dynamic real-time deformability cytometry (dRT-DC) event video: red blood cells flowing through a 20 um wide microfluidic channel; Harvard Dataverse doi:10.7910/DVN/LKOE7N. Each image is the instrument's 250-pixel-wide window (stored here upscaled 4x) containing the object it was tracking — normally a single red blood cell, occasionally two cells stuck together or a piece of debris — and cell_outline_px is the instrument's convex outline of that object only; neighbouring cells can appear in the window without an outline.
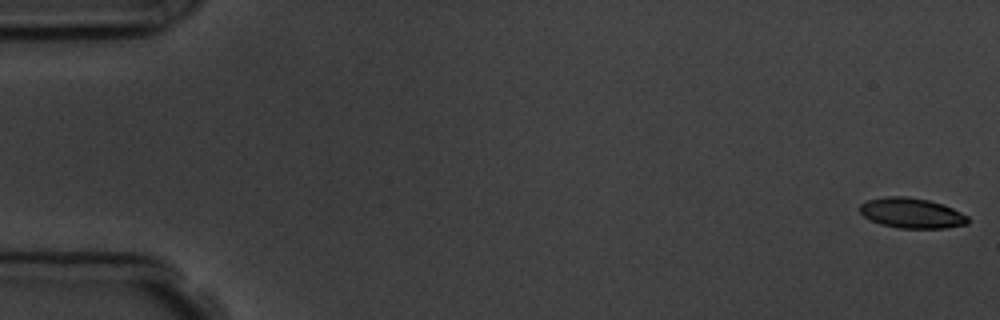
{"species": "common noctule bat (a hibernating species)", "species_latin": "Nyctalus noctula", "temperature_condition": "room temperature", "stored_images_in_passage": 7, "camera_frame_rate_fps": 3000, "um_per_image_px": 0.085, "animal": {"sex": "male", "body_mass_g": 19.5, "forearm_length_mm": 54.6}, "frame": {"image": 1, "passage_image": 1, "time_ms": 0.0, "image_size_px": [1000, 320], "cell_outline_px": [[968, 224], [944, 228], [900, 228], [880, 224], [864, 216], [860, 212], [860, 204], [868, 200], [888, 196], [904, 196], [928, 200], [944, 204], [968, 216]], "centroid_in_image_um": [77.5, 18.11], "position_along_channel_um": 7.5, "area_um2": 18.9}}
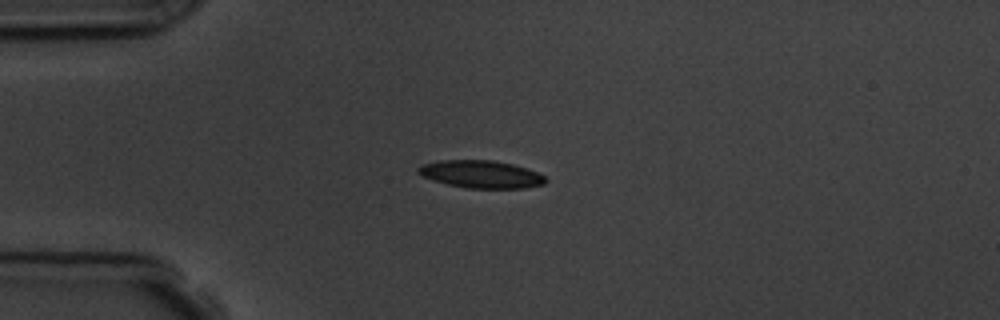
{"frame": {"image": 2, "passage_image": 5, "time_ms": 4.333, "image_size_px": [1000, 320], "cell_outline_px": [[548, 180], [544, 184], [524, 188], [468, 188], [448, 184], [424, 176], [416, 172], [416, 168], [424, 164], [440, 160], [492, 160], [512, 164], [528, 168], [544, 176]], "centroid_in_image_um": [40.92, 14.8], "position_along_channel_um": 44.1, "area_um2": 20.29}}